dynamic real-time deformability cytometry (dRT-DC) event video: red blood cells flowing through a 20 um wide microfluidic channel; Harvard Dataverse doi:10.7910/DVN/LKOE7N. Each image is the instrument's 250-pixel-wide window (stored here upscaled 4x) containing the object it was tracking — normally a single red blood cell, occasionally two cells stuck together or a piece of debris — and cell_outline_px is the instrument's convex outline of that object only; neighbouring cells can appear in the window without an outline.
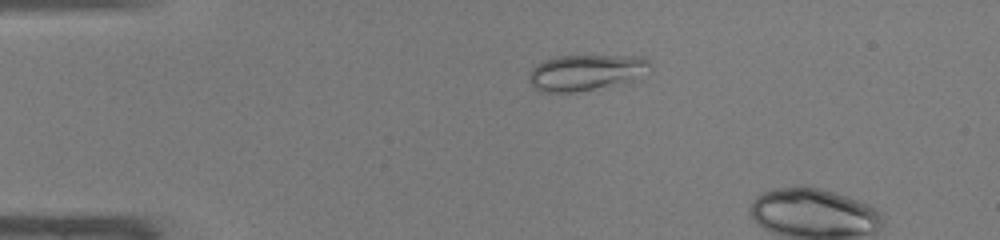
{"species": "common noctule bat (a hibernating species)", "species_latin": "Nyctalus noctula", "temperature_condition": "warm", "stored_images_in_passage": 4, "camera_frame_rate_fps": 3000, "um_per_image_px": 0.085, "animal": {"sex": "male", "body_mass_g": 19.0, "forearm_length_mm": 50.8}, "frame": {"image": 1, "passage_image": 1, "time_ms": 0.0, "image_size_px": [1000, 240], "cell_outline_px": [[652, 64], [640, 80], [572, 92], [540, 92], [532, 88], [528, 80], [528, 76], [532, 68], [536, 64], [544, 60], [556, 56], [648, 56]], "centroid_in_image_um": [49.83, 6.15], "position_along_channel_um": 35.2, "area_um2": 25.84}}